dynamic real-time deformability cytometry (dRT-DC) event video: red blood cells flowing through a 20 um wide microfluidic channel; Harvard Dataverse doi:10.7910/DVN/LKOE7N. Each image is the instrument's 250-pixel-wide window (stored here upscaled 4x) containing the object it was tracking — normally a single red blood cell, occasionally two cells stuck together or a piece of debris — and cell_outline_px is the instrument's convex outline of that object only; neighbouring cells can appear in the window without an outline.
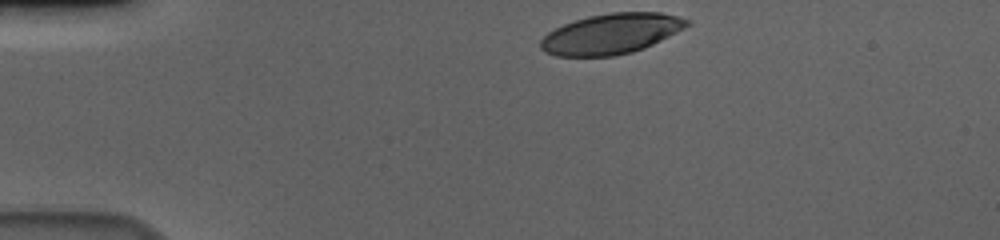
{"species": "human", "species_latin": "Homo sapiens", "temperature_condition": "cold", "stored_images_in_passage": 37, "camera_frame_rate_fps": 3000, "um_per_image_px": 0.085, "donor": {"sex": "male"}, "frame": {"image": 1, "passage_image": 1, "time_ms": 0.0, "image_size_px": [1000, 240], "cell_outline_px": [[692, 20], [684, 28], [644, 48], [632, 52], [616, 56], [556, 56], [544, 52], [540, 48], [540, 40], [548, 32], [564, 24], [588, 16], [612, 12], [660, 12]], "centroid_in_image_um": [51.93, 2.87], "position_along_channel_um": 33.1, "area_um2": 34.28}}
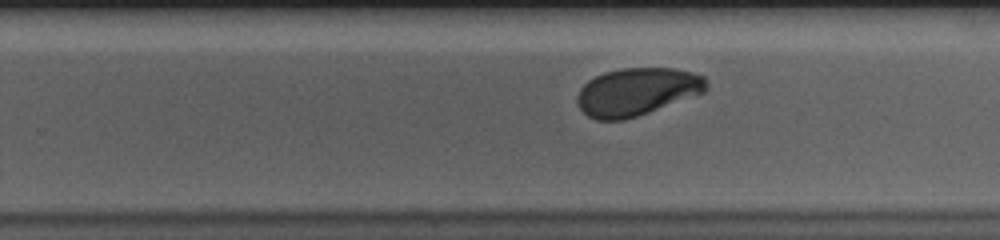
{"frame": {"image": 2, "passage_image": 26, "time_ms": 8.333, "image_size_px": [1000, 240], "cell_outline_px": [[708, 88], [704, 92], [648, 112], [624, 120], [596, 120], [588, 116], [576, 104], [576, 96], [580, 88], [588, 80], [604, 72], [620, 68], [672, 68], [692, 72], [704, 76], [708, 84]], "centroid_in_image_um": [54.11, 7.79], "position_along_channel_um": 275.7, "area_um2": 35.84}}
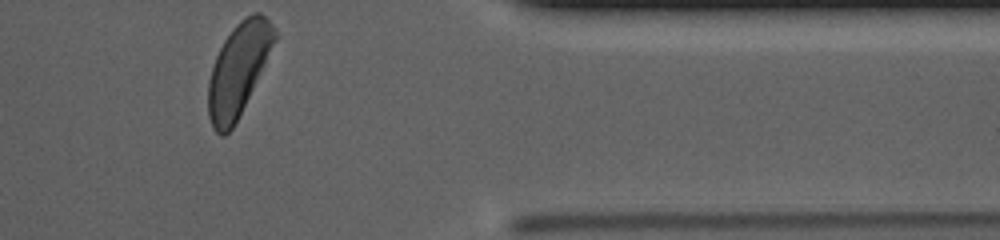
{"frame": {"image": 3, "passage_image": 37, "time_ms": 12.0, "image_size_px": [1000, 240], "cell_outline_px": [[276, 40], [232, 128], [224, 136], [220, 136], [212, 128], [208, 116], [208, 80], [216, 56], [224, 40], [232, 28], [240, 20], [252, 12], [260, 12], [276, 28]], "centroid_in_image_um": [20.23, 5.89], "position_along_channel_um": 391.2, "area_um2": 34.97}, "authors_computed_cell_mechanics": {"area_um2": 36.3562, "velocity_mm_per_s": 3.6297, "shape_relaxation_time_tau1_ms": 3.3643, "shape_relaxation_time_tau2_ms": 1.6149, "deformation_change_tau1": 0.1501, "deformation_change_tau2": 0.0609}}